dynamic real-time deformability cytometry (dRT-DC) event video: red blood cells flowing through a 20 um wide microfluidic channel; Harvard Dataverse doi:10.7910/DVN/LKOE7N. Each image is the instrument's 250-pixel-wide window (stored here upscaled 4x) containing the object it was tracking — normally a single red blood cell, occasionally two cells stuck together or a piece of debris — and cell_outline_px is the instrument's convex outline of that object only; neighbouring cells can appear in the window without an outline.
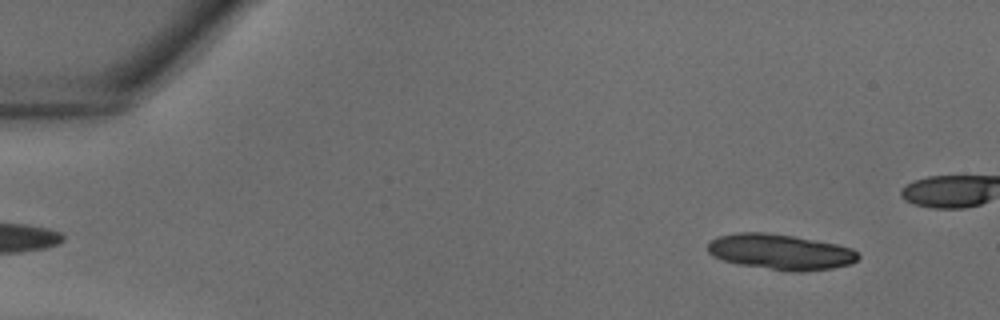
{"species": "common noctule bat (a hibernating species)", "species_latin": "Nyctalus noctula", "temperature_condition": "warm", "stored_images_in_passage": 4, "camera_frame_rate_fps": 3000, "um_per_image_px": 0.085, "animal": {"sex": "male", "body_mass_g": 18.8}, "frame": {"image": 1, "passage_image": 1, "time_ms": 0.0, "image_size_px": [1000, 320], "cell_outline_px": [[860, 256], [856, 260], [848, 264], [832, 268], [804, 272], [792, 272], [736, 264], [712, 256], [708, 252], [708, 244], [712, 240], [720, 236], [736, 232], [764, 232], [792, 236], [836, 244], [852, 248]], "centroid_in_image_um": [66.32, 21.42], "position_along_channel_um": 18.7, "area_um2": 31.04}}